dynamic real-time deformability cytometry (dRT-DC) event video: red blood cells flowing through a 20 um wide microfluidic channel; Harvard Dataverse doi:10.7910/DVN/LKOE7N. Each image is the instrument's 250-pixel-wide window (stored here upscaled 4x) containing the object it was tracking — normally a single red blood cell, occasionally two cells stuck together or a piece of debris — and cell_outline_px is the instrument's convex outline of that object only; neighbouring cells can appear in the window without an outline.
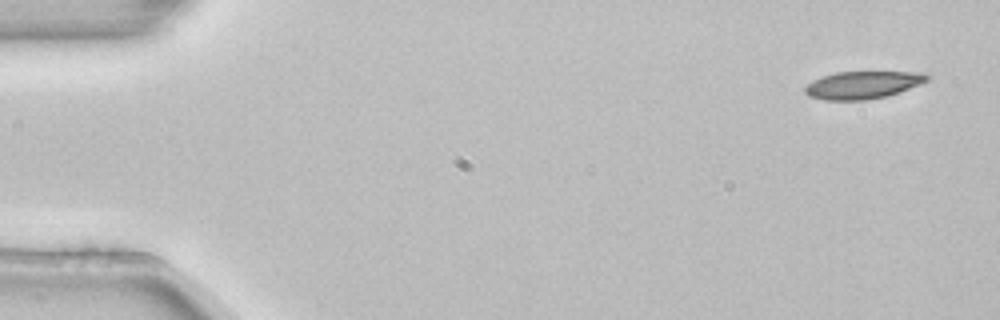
{"species": "common noctule bat (a hibernating species)", "species_latin": "Nyctalus noctula", "temperature_condition": "room temperature", "stored_images_in_passage": 4, "camera_frame_rate_fps": 3000, "um_per_image_px": 0.085, "animal": {"sex": "female", "body_mass_g": 22.7, "forearm_length_mm": 54.2}, "frame": {"image": 1, "passage_image": 1, "time_ms": 0.0, "image_size_px": [1000, 320], "cell_outline_px": [[932, 76], [928, 80], [920, 84], [900, 92], [888, 96], [864, 100], [824, 100], [808, 96], [804, 92], [804, 88], [812, 80], [820, 76], [836, 72], [924, 72]], "centroid_in_image_um": [73.33, 7.22], "position_along_channel_um": 11.7, "area_um2": 19.83}}
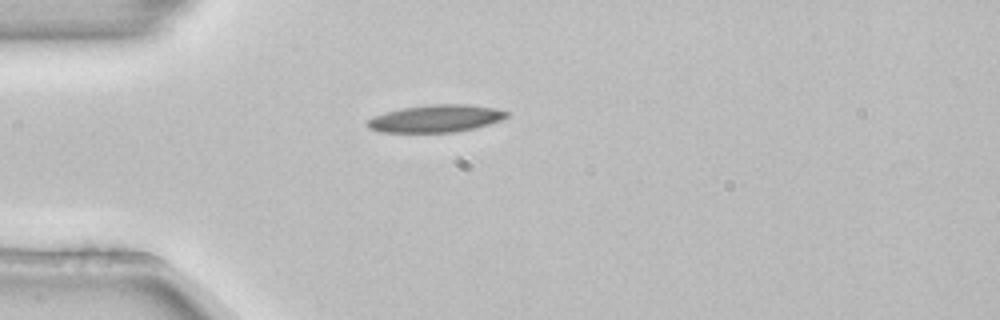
{"frame": {"image": 2, "passage_image": 4, "time_ms": 1.0, "image_size_px": [1000, 320], "cell_outline_px": [[508, 116], [500, 120], [476, 128], [456, 132], [380, 132], [368, 128], [364, 124], [372, 116], [384, 112], [400, 108], [428, 104], [468, 104], [492, 108], [508, 112]], "centroid_in_image_um": [36.98, 10.07], "position_along_channel_um": 48.0, "area_um2": 22.37}}